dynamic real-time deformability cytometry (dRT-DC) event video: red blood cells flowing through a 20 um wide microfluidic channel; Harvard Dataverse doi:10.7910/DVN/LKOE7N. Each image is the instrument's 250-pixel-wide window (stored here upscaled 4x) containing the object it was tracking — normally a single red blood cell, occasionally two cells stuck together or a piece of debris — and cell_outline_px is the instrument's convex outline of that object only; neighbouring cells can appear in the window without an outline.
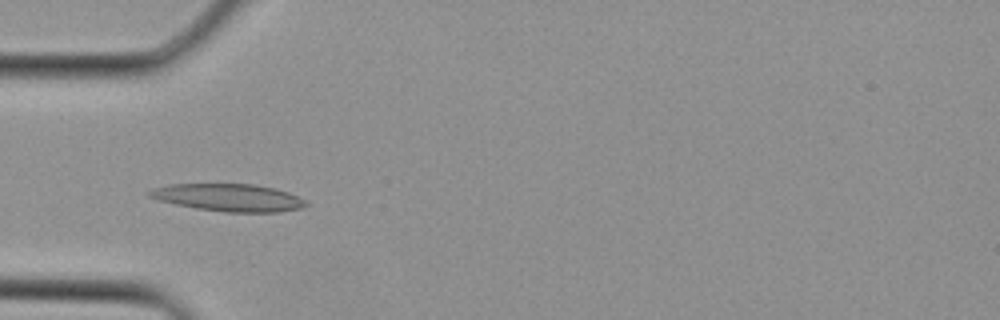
{"species": "Egyptian fruit bat (a non-hibernating species)", "species_latin": "Rousettus aegyptiacus", "temperature_condition": "cold", "stored_images_in_passage": 3, "camera_frame_rate_fps": 3000, "um_per_image_px": 0.085, "animal": {"sex": "female"}, "frame": {"image": 1, "passage_image": 3, "time_ms": 0.667, "image_size_px": [1000, 320], "cell_outline_px": [[308, 204], [300, 208], [276, 212], [224, 212], [196, 208], [176, 204], [160, 200], [148, 196], [148, 192], [152, 188], [168, 184], [256, 184], [276, 188], [288, 192], [304, 200]], "centroid_in_image_um": [19.42, 16.78], "position_along_channel_um": 65.6, "area_um2": 24.91}}